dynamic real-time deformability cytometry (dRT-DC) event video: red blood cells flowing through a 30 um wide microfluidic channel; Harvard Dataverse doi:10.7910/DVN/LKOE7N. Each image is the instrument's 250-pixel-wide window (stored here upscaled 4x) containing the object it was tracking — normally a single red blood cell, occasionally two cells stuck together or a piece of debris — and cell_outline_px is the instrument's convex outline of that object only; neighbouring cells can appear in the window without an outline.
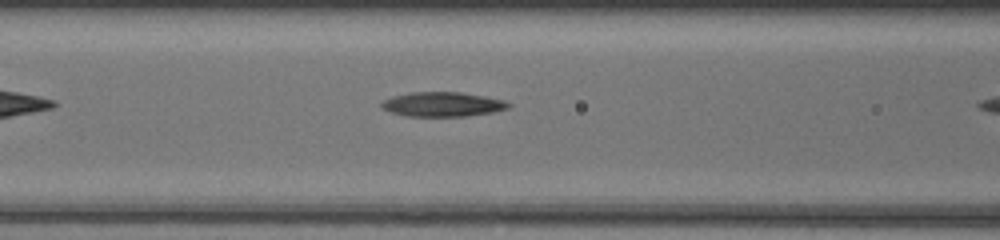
{"species": "common noctule bat (a hibernating species)", "species_latin": "Nyctalus noctula", "temperature_condition": "room temperature", "stored_images_in_passage": 24, "camera_frame_rate_fps": 3000, "um_per_image_px": 0.085, "animal": {"sex": "female", "body_mass_g": 20.0, "forearm_length_mm": 54.0}, "frame": {"image": 1, "passage_image": 5, "time_ms": 1.333, "image_size_px": [1000, 240], "cell_outline_px": [[512, 104], [508, 108], [492, 112], [464, 116], [404, 116], [392, 112], [384, 108], [380, 104], [384, 100], [392, 96], [412, 92], [460, 92], [484, 96], [504, 100]], "centroid_in_image_um": [37.62, 8.86], "position_along_channel_um": 129.0, "area_um2": 17.98}}
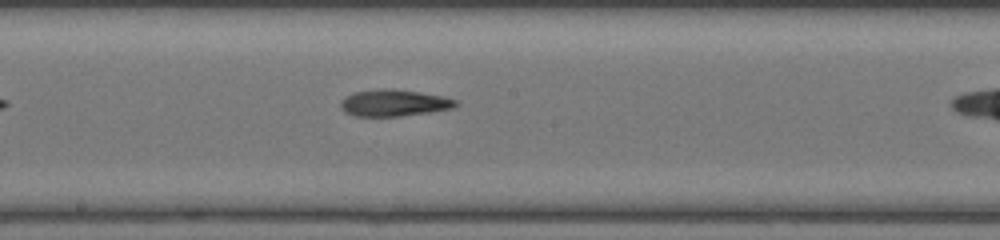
{"frame": {"image": 2, "passage_image": 11, "time_ms": 3.333, "image_size_px": [1000, 240], "cell_outline_px": [[460, 104], [452, 108], [432, 112], [400, 116], [356, 116], [344, 112], [340, 108], [340, 100], [344, 96], [352, 92], [388, 88], [392, 88], [420, 92], [444, 96], [460, 100]], "centroid_in_image_um": [33.5, 8.74], "position_along_channel_um": 214.7, "area_um2": 18.26}}
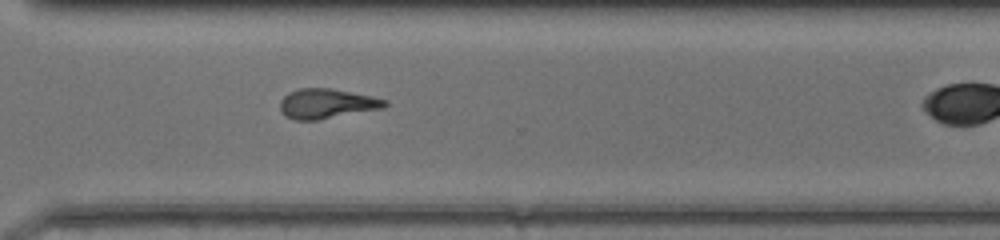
{"frame": {"image": 3, "passage_image": 20, "time_ms": 6.333, "image_size_px": [1000, 240], "cell_outline_px": [[388, 104], [384, 108], [316, 120], [296, 120], [284, 116], [280, 108], [280, 100], [288, 92], [300, 88], [332, 88], [372, 96], [388, 100]], "centroid_in_image_um": [27.77, 8.8], "position_along_channel_um": 342.8, "area_um2": 18.26}}